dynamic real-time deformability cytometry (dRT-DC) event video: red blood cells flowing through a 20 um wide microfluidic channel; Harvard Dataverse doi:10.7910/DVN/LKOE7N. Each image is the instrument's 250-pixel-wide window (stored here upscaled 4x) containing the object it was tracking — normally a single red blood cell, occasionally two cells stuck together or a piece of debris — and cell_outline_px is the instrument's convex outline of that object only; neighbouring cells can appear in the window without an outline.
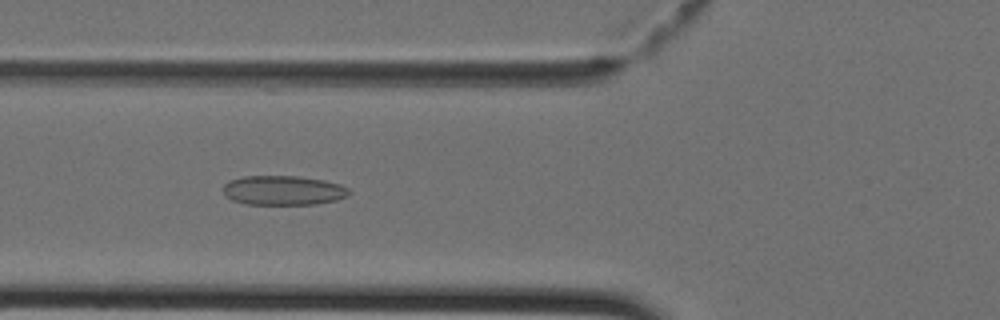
{"species": "Egyptian fruit bat (a non-hibernating species)", "species_latin": "Rousettus aegyptiacus", "temperature_condition": "cold", "stored_images_in_passage": 34, "camera_frame_rate_fps": 3000, "um_per_image_px": 0.085, "animal": {"sex": "female"}, "frame": {"image": 1, "passage_image": 7, "time_ms": 2.0, "image_size_px": [1000, 320], "cell_outline_px": [[352, 192], [348, 196], [336, 200], [316, 204], [244, 204], [232, 200], [224, 192], [224, 184], [228, 180], [244, 176], [296, 176], [324, 180], [340, 184], [348, 188]], "centroid_in_image_um": [24.1, 16.18], "position_along_channel_um": 101.7, "area_um2": 21.68}}
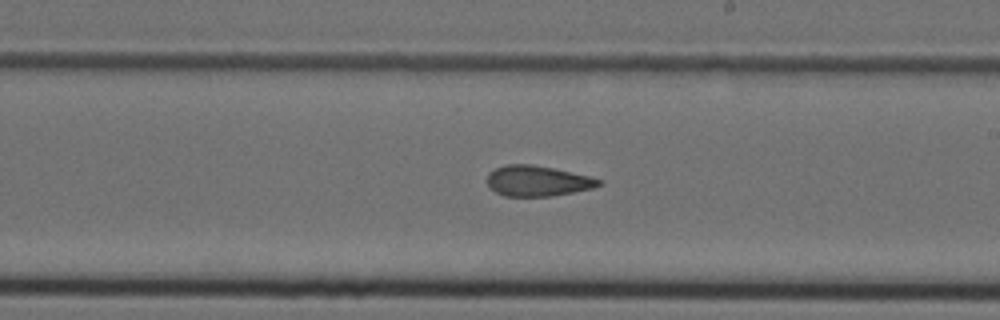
{"frame": {"image": 2, "passage_image": 16, "time_ms": 5.0, "image_size_px": [1000, 320], "cell_outline_px": [[600, 184], [592, 188], [552, 196], [504, 196], [488, 188], [488, 172], [496, 168], [508, 164], [532, 164], [552, 168], [588, 176], [600, 180]], "centroid_in_image_um": [45.62, 15.38], "position_along_channel_um": 243.4, "area_um2": 19.59}}
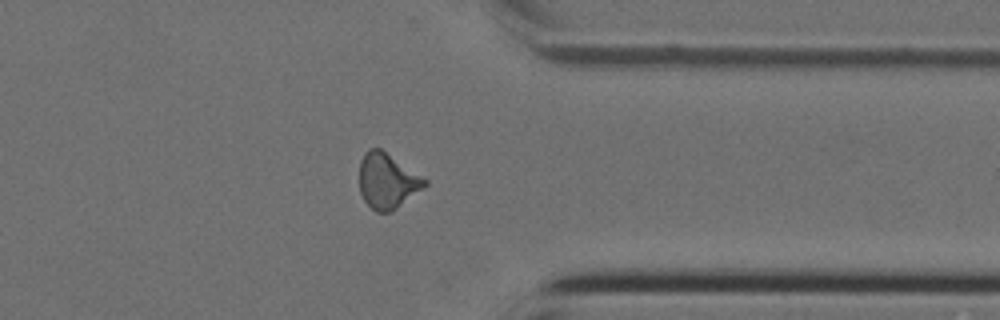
{"frame": {"image": 3, "passage_image": 25, "time_ms": 8.0, "image_size_px": [1000, 320], "cell_outline_px": [[428, 184], [392, 212], [376, 212], [364, 200], [360, 192], [360, 160], [364, 152], [368, 148], [380, 148], [428, 180]], "centroid_in_image_um": [32.91, 15.37], "position_along_channel_um": 378.5, "area_um2": 20.98}}